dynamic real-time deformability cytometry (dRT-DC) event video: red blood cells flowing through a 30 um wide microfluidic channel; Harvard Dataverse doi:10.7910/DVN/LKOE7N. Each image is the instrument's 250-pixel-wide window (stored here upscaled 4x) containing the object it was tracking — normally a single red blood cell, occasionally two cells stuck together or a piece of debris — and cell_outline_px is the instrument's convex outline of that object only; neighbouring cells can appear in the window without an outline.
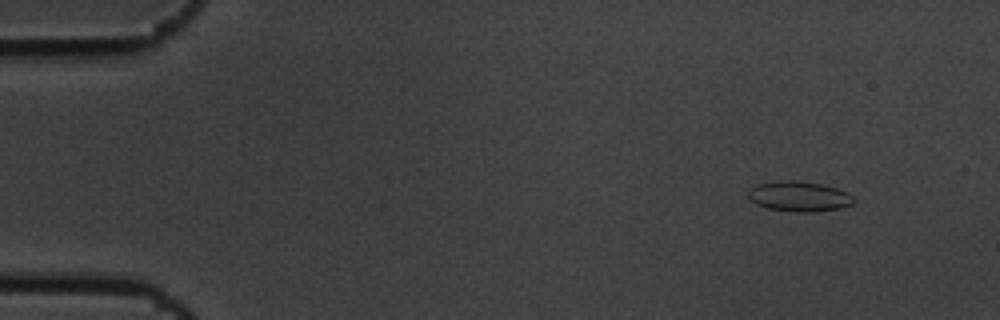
{"species": "common noctule bat (a hibernating species)", "species_latin": "Nyctalus noctula", "temperature_condition": "cold", "stored_images_in_passage": 5, "segment_of_instrument_passage": [1, 2], "camera_frame_rate_fps": 3000, "um_per_image_px": 0.085, "animal": {"sex": "male", "body_mass_g": 19.5, "forearm_length_mm": 54.6}, "frame": {"image": 1, "passage_image": 1, "time_ms": 0.0, "image_size_px": [1000, 320], "cell_outline_px": [[856, 200], [852, 204], [840, 208], [812, 212], [792, 212], [768, 208], [756, 204], [748, 196], [748, 192], [756, 184], [776, 180], [796, 180], [820, 184], [836, 188], [848, 192]], "centroid_in_image_um": [67.93, 16.69], "position_along_channel_um": 17.1, "area_um2": 18.61}}
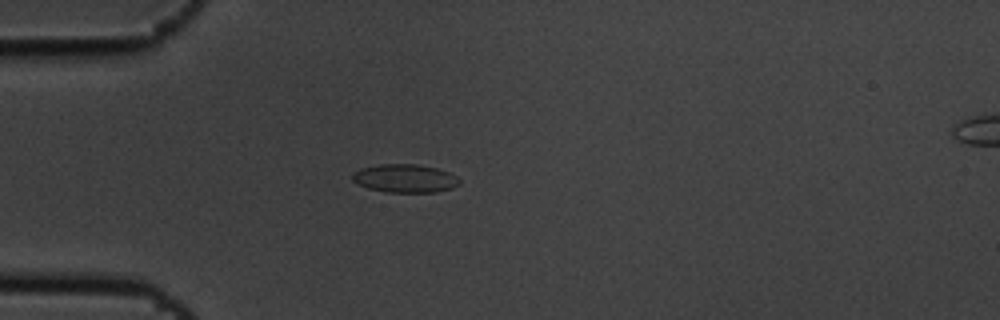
{"frame": {"image": 2, "passage_image": 4, "time_ms": 1.0, "image_size_px": [1000, 320], "cell_outline_px": [[460, 184], [452, 188], [436, 192], [388, 192], [368, 188], [356, 184], [352, 180], [352, 172], [360, 168], [380, 164], [416, 164], [436, 168], [448, 172], [456, 176], [460, 180]], "centroid_in_image_um": [34.39, 15.16], "position_along_channel_um": 50.6, "area_um2": 17.74}}